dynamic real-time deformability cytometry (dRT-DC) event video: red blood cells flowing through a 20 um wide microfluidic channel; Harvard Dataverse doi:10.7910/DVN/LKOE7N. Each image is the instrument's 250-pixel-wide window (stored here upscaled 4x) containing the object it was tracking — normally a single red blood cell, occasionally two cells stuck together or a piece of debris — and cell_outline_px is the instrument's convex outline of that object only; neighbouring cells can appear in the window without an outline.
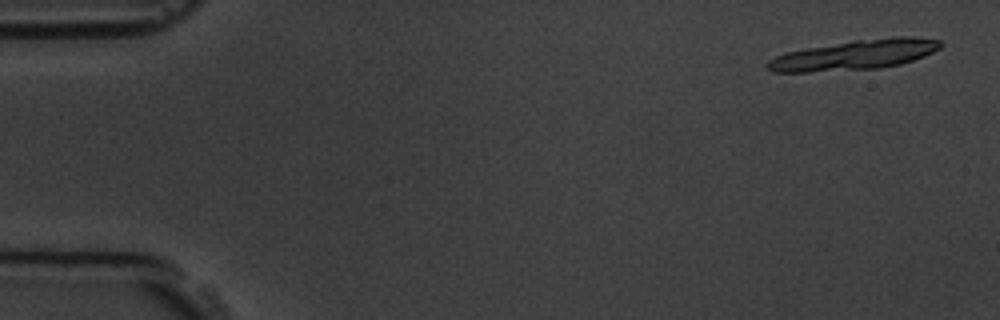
{"species": "common noctule bat (a hibernating species)", "species_latin": "Nyctalus noctula", "temperature_condition": "room temperature", "stored_images_in_passage": 7, "camera_frame_rate_fps": 3000, "um_per_image_px": 0.085, "animal": {"sex": "male", "body_mass_g": 19.5, "forearm_length_mm": 54.6}, "frame": {"image": 1, "passage_image": 1, "time_ms": 0.0, "image_size_px": [1000, 320], "cell_outline_px": [[944, 44], [940, 48], [924, 56], [900, 64], [880, 68], [808, 72], [772, 72], [764, 68], [764, 64], [768, 60], [776, 56], [788, 52], [808, 48], [856, 40], [896, 36], [916, 36], [940, 40]], "centroid_in_image_um": [72.66, 4.66], "position_along_channel_um": 12.3, "area_um2": 30.17}}
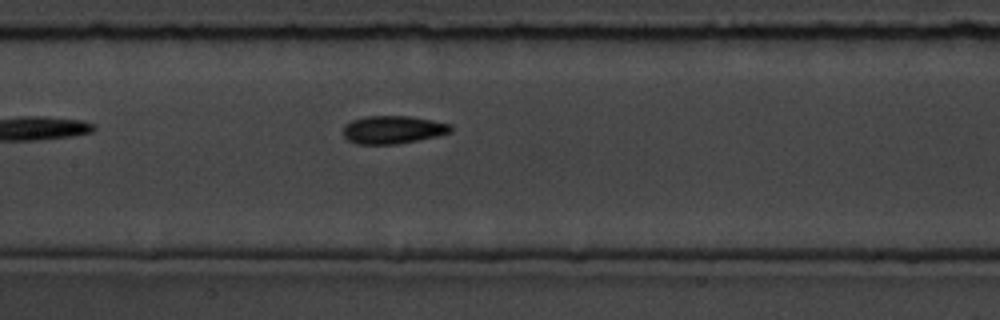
{"frame": {"image": 2, "passage_image": 7, "time_ms": 8.0, "image_size_px": [1000, 320], "cell_outline_px": [[452, 132], [436, 136], [396, 144], [356, 144], [348, 140], [344, 136], [344, 124], [352, 120], [364, 116], [412, 116], [452, 124]], "centroid_in_image_um": [33.39, 11.01], "position_along_channel_um": 174.0, "area_um2": 17.57}}